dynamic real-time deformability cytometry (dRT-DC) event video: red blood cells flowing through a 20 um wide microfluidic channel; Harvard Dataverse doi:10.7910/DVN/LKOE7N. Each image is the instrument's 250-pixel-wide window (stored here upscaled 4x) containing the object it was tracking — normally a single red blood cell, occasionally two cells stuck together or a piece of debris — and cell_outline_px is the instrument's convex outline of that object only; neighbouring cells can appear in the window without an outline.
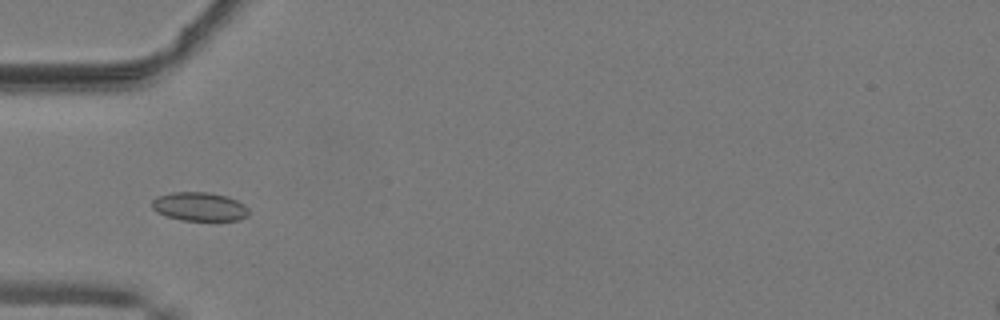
{"species": "common noctule bat (a hibernating species)", "species_latin": "Nyctalus noctula", "temperature_condition": "warm", "stored_images_in_passage": 38, "camera_frame_rate_fps": 3000, "um_per_image_px": 0.085, "animal": {"sex": "male", "body_mass_g": 19.2, "forearm_length_mm": 51.8}, "frame": {"image": 1, "passage_image": 4, "time_ms": 1.0, "image_size_px": [1000, 320], "cell_outline_px": [[248, 216], [240, 220], [180, 220], [156, 212], [152, 208], [152, 200], [156, 196], [172, 192], [208, 192], [228, 196], [244, 204], [248, 208]], "centroid_in_image_um": [16.95, 17.55], "position_along_channel_um": 68.0, "area_um2": 16.3}}
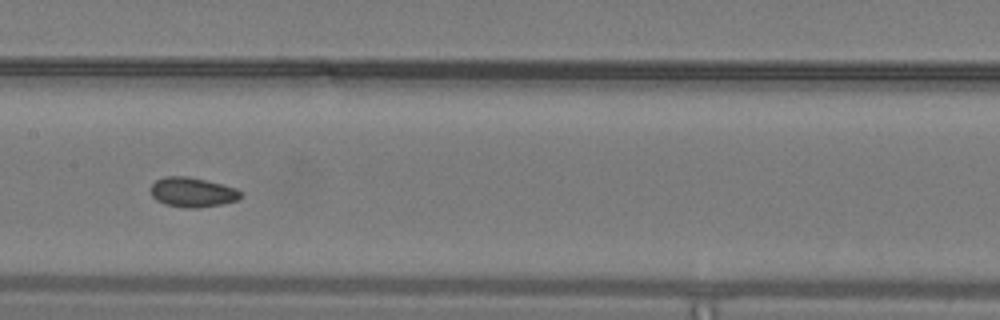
{"frame": {"image": 2, "passage_image": 13, "time_ms": 4.0, "image_size_px": [1000, 320], "cell_outline_px": [[240, 196], [236, 200], [224, 204], [196, 208], [184, 208], [164, 204], [156, 200], [152, 196], [148, 188], [156, 180], [164, 176], [188, 176], [236, 188], [240, 192]], "centroid_in_image_um": [16.29, 16.34], "position_along_channel_um": 191.1, "area_um2": 15.61}}
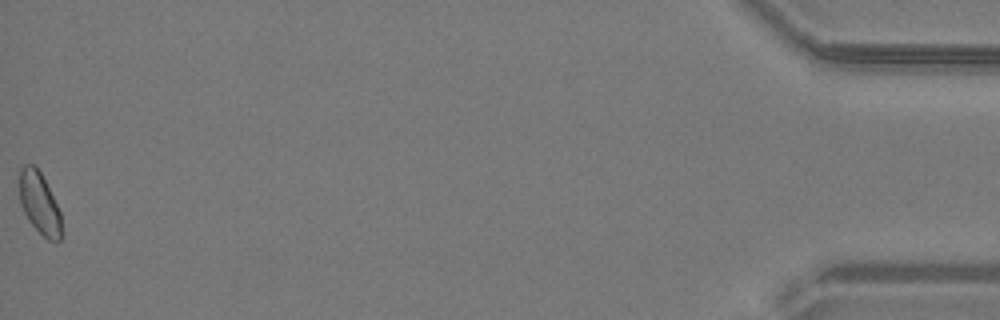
{"frame": {"image": 3, "passage_image": 38, "time_ms": 12.333, "image_size_px": [1000, 320], "cell_outline_px": [[64, 236], [60, 240], [48, 240], [28, 220], [20, 204], [20, 168], [24, 164], [36, 164], [60, 212]], "centroid_in_image_um": [3.37, 17.29], "position_along_channel_um": 431.8, "area_um2": 15.09}, "authors_computed_cell_mechanics": {"area_um2": 15.1725, "velocity_mm_per_s": 4.0998, "shape_relaxation_time_tau1_ms": 3.5801, "shape_relaxation_time_tau2_ms": 2.707, "deformation_change_tau1": 0.0779, "deformation_change_tau2": 0.061}}